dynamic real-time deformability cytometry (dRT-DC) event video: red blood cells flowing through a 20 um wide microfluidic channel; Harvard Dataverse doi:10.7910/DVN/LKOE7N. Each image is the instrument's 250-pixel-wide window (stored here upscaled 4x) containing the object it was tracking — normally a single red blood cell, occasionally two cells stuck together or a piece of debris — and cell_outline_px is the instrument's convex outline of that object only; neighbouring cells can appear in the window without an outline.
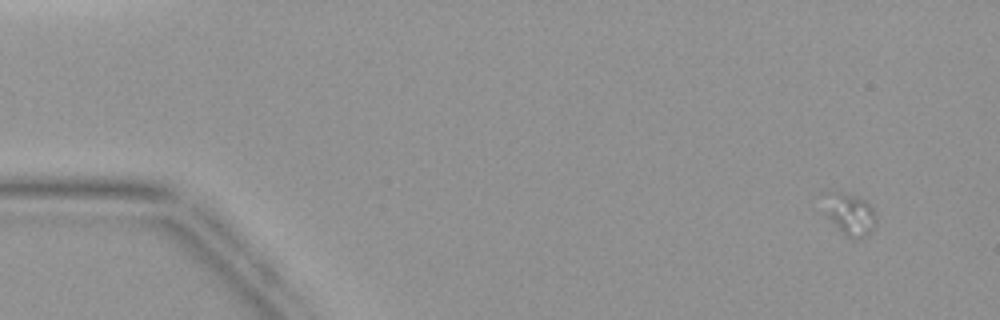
{"species": "common noctule bat (a hibernating species)", "species_latin": "Nyctalus noctula", "temperature_condition": "warm", "stored_images_in_passage": 14, "camera_frame_rate_fps": 3000, "um_per_image_px": 0.085, "animal": {"sex": "female", "body_mass_g": 19.9}, "frame": {"image": 1, "passage_image": 1, "time_ms": 0.0, "image_size_px": [1000, 320], "cell_outline_px": [[876, 224], [860, 240], [852, 240], [824, 212], [820, 192], [828, 188], [864, 200], [876, 212]], "centroid_in_image_um": [72.15, 18.12], "position_along_channel_um": 12.9, "area_um2": 12.95}}